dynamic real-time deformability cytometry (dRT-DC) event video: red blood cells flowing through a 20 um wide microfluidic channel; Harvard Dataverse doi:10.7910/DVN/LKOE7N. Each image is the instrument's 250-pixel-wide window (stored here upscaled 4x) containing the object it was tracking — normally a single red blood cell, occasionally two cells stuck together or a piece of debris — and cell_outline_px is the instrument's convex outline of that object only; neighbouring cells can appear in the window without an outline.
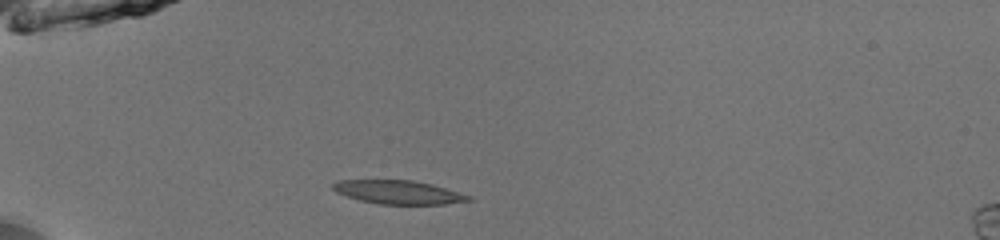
{"species": "common noctule bat (a hibernating species)", "species_latin": "Nyctalus noctula", "temperature_condition": "room temperature", "stored_images_in_passage": 44, "camera_frame_rate_fps": 3000, "um_per_image_px": 0.085, "animal": {"sex": "male", "body_mass_g": 13.0, "forearm_length_mm": 53.1}, "frame": {"image": 1, "passage_image": 9, "time_ms": 2.667, "image_size_px": [1000, 240], "cell_outline_px": [[476, 200], [444, 204], [380, 204], [360, 200], [336, 192], [332, 188], [332, 184], [340, 180], [412, 180], [432, 184], [472, 196]], "centroid_in_image_um": [33.91, 16.34], "position_along_channel_um": 51.1, "area_um2": 18.61}}
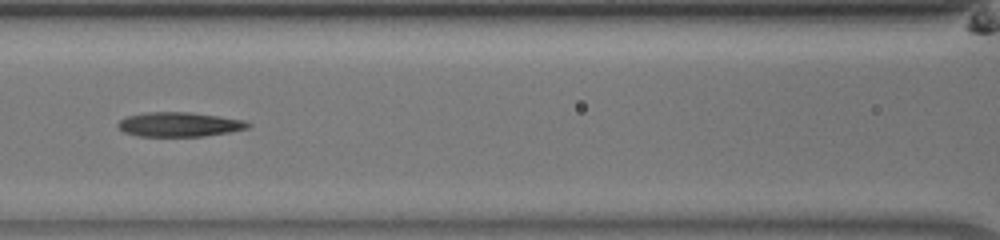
{"frame": {"image": 2, "passage_image": 18, "time_ms": 5.667, "image_size_px": [1000, 240], "cell_outline_px": [[252, 124], [248, 128], [228, 132], [204, 136], [136, 136], [124, 132], [116, 124], [124, 116], [148, 112], [188, 112], [220, 116], [244, 120]], "centroid_in_image_um": [15.22, 10.57], "position_along_channel_um": 151.4, "area_um2": 18.55}}
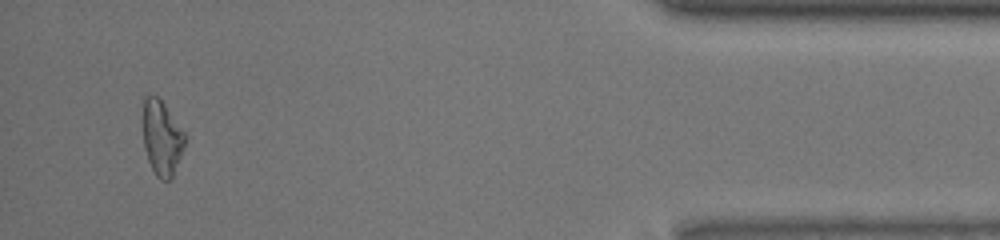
{"frame": {"image": 3, "passage_image": 42, "time_ms": 13.667, "image_size_px": [1000, 240], "cell_outline_px": [[184, 148], [172, 180], [160, 180], [156, 176], [148, 160], [144, 148], [144, 96], [156, 96], [164, 104], [184, 132]], "centroid_in_image_um": [13.76, 11.78], "position_along_channel_um": 421.4, "area_um2": 17.98}}